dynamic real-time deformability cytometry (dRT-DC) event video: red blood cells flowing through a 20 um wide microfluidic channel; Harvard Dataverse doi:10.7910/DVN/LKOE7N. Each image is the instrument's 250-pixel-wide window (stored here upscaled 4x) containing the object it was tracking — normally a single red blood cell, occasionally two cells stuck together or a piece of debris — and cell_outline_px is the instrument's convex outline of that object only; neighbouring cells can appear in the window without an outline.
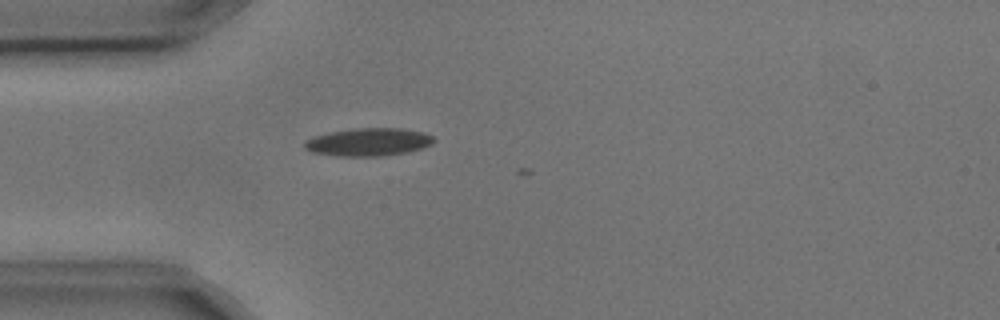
{"species": "common noctule bat (a hibernating species)", "species_latin": "Nyctalus noctula", "temperature_condition": "cold", "stored_images_in_passage": 2, "camera_frame_rate_fps": 3000, "um_per_image_px": 0.085, "animal": {"sex": "male", "body_mass_g": 17.9, "forearm_length_mm": 54.2}, "frame": {"image": 1, "passage_image": 1, "time_ms": 0.0, "image_size_px": [1000, 320], "cell_outline_px": [[436, 140], [432, 144], [424, 148], [408, 152], [380, 156], [336, 156], [312, 152], [304, 148], [304, 140], [312, 136], [328, 132], [352, 128], [400, 128], [424, 132], [432, 136]], "centroid_in_image_um": [31.3, 12.07], "position_along_channel_um": 53.7, "area_um2": 21.33}}